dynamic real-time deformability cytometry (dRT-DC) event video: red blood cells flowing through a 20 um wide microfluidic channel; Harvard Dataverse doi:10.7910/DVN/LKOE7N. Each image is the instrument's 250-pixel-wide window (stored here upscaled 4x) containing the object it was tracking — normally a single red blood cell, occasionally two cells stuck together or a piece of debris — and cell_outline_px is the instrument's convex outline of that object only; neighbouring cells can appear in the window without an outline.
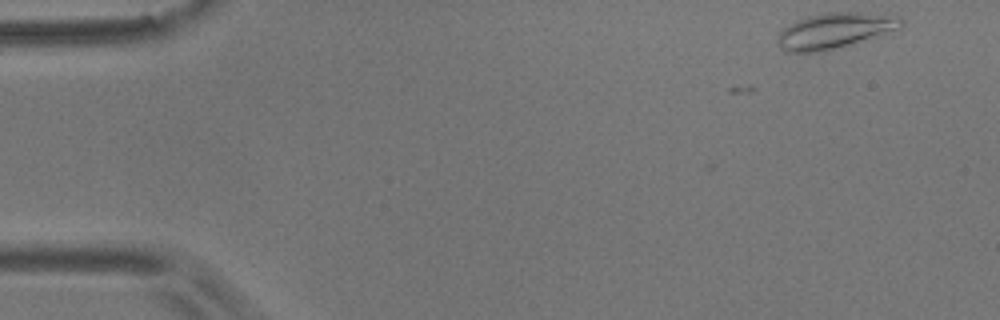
{"species": "common noctule bat (a hibernating species)", "species_latin": "Nyctalus noctula", "temperature_condition": "room temperature", "stored_images_in_passage": 4, "camera_frame_rate_fps": 3000, "um_per_image_px": 0.085, "animal": {"sex": "male", "body_mass_g": 17.9}, "frame": {"image": 1, "passage_image": 1, "time_ms": 0.0, "image_size_px": [1000, 320], "cell_outline_px": [[904, 24], [900, 28], [880, 36], [816, 52], [784, 52], [776, 44], [776, 40], [780, 32], [784, 28], [808, 16], [828, 12], [860, 12], [900, 16], [904, 20]], "centroid_in_image_um": [70.98, 2.6], "position_along_channel_um": 14.0, "area_um2": 25.43}}